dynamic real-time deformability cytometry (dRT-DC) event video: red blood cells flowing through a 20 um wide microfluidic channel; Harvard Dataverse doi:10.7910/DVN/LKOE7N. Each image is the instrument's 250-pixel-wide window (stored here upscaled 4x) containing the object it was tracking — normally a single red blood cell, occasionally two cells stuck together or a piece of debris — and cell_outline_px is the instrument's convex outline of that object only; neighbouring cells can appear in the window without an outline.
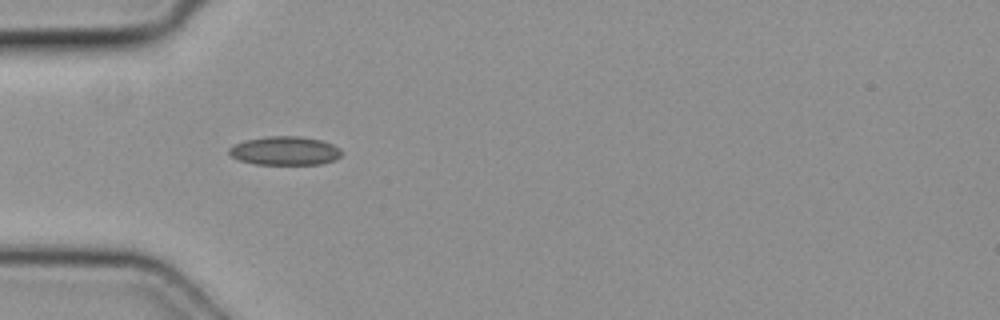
{"species": "common noctule bat (a hibernating species)", "species_latin": "Nyctalus noctula", "temperature_condition": "cold", "stored_images_in_passage": 4, "camera_frame_rate_fps": 3000, "um_per_image_px": 0.085, "animal": {"sex": "female", "body_mass_g": 19.3, "forearm_length_mm": 54.1}, "frame": {"image": 1, "passage_image": 3, "time_ms": 0.667, "image_size_px": [1000, 320], "cell_outline_px": [[344, 152], [336, 160], [320, 164], [256, 164], [240, 160], [232, 156], [228, 152], [228, 148], [232, 144], [244, 140], [264, 136], [300, 136], [320, 140], [332, 144], [340, 148]], "centroid_in_image_um": [24.21, 12.81], "position_along_channel_um": 60.8, "area_um2": 19.02}}
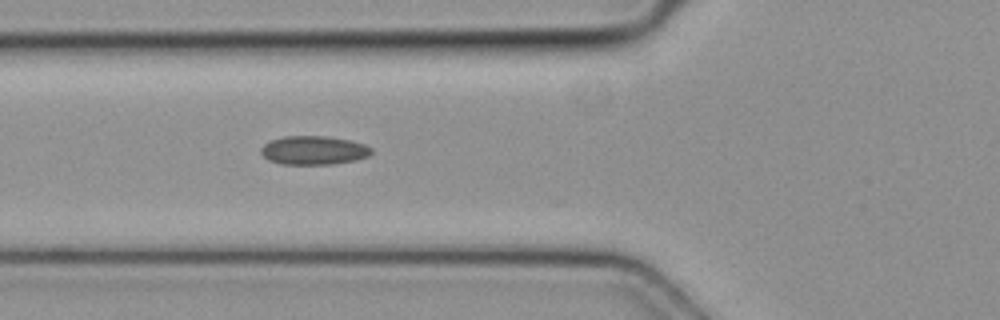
{"frame": {"image": 2, "passage_image": 4, "time_ms": 1.0, "image_size_px": [1000, 320], "cell_outline_px": [[372, 152], [368, 156], [356, 160], [332, 164], [280, 164], [268, 160], [260, 152], [260, 148], [264, 144], [272, 140], [284, 136], [328, 136], [352, 140], [364, 144], [372, 148]], "centroid_in_image_um": [26.67, 12.77], "position_along_channel_um": 99.1, "area_um2": 18.61}}